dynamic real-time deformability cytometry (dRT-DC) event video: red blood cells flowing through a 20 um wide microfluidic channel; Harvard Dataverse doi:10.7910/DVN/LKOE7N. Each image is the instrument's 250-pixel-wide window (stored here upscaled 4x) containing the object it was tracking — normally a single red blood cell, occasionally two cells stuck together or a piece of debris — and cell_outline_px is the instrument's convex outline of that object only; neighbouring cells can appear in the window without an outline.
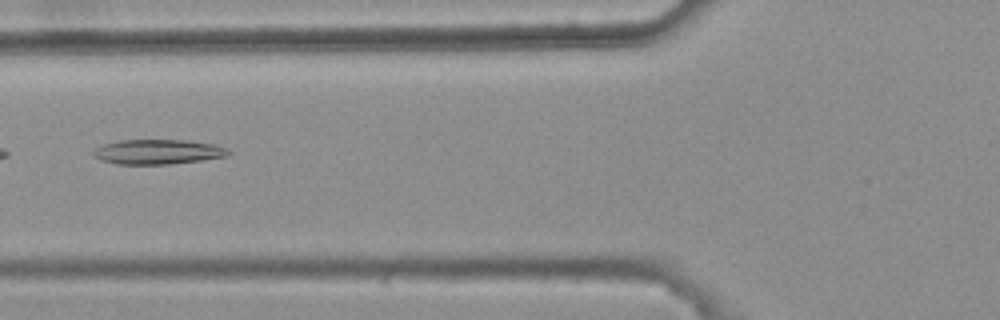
{"species": "common noctule bat (a hibernating species)", "species_latin": "Nyctalus noctula", "temperature_condition": "warm", "stored_images_in_passage": 6, "camera_frame_rate_fps": 3000, "um_per_image_px": 0.085, "animal": {"sex": "female", "body_mass_g": 25.1}, "frame": {"image": 1, "passage_image": 6, "time_ms": 1.667, "image_size_px": [1000, 320], "cell_outline_px": [[232, 152], [228, 156], [204, 160], [168, 164], [116, 164], [100, 160], [92, 156], [92, 152], [96, 148], [104, 144], [120, 140], [188, 140], [216, 144], [228, 148]], "centroid_in_image_um": [13.46, 12.9], "position_along_channel_um": 112.3, "area_um2": 19.77}}